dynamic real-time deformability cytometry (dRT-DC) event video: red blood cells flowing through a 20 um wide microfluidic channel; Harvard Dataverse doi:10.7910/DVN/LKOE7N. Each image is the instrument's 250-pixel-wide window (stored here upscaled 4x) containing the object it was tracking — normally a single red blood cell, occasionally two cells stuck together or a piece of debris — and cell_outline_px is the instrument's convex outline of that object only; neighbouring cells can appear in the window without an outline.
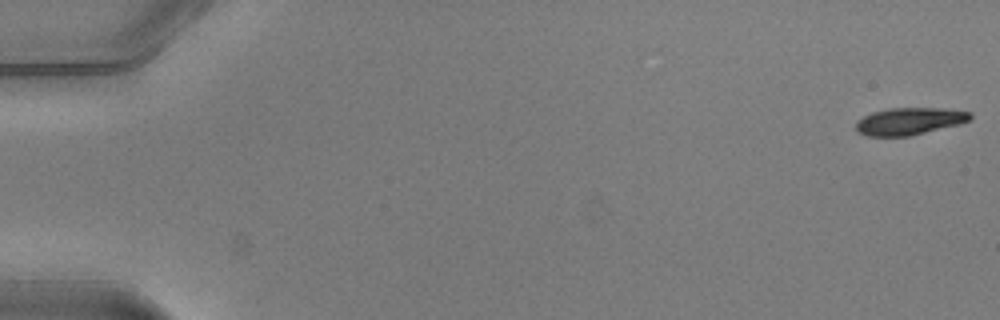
{"species": "common noctule bat (a hibernating species)", "species_latin": "Nyctalus noctula", "temperature_condition": "warm", "stored_images_in_passage": 10, "camera_frame_rate_fps": 3000, "um_per_image_px": 0.085, "animal": {"sex": "male", "body_mass_g": 20.5, "forearm_length_mm": 52.5}, "frame": {"image": 1, "passage_image": 1, "time_ms": 0.0, "image_size_px": [1000, 320], "cell_outline_px": [[972, 116], [968, 120], [960, 124], [908, 136], [868, 136], [856, 132], [856, 120], [872, 112], [888, 108], [944, 108], [972, 112]], "centroid_in_image_um": [77.27, 10.3], "position_along_channel_um": 7.7, "area_um2": 18.15}}